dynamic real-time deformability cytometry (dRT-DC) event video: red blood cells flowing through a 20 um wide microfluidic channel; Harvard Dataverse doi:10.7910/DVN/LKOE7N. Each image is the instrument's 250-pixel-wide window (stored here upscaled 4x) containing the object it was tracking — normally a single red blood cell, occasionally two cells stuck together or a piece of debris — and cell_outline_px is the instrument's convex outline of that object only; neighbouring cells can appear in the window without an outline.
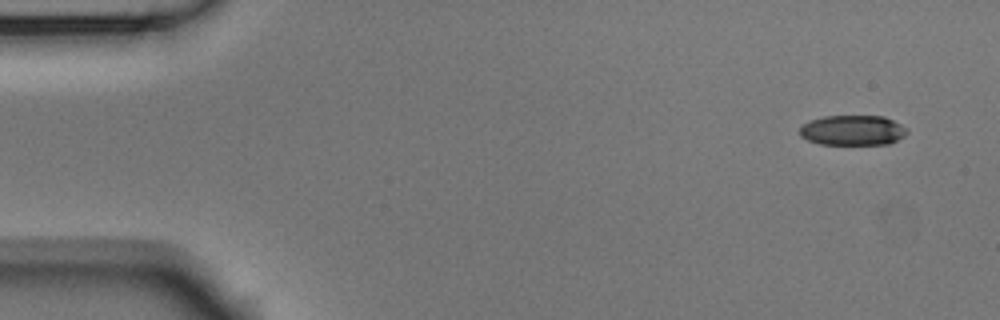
{"species": "Egyptian fruit bat (a non-hibernating species)", "species_latin": "Rousettus aegyptiacus", "temperature_condition": "room temperature", "stored_images_in_passage": 7, "camera_frame_rate_fps": 3000, "um_per_image_px": 0.085, "animal": {"sex": "male"}, "frame": {"image": 1, "passage_image": 1, "time_ms": 0.0, "image_size_px": [1000, 320], "cell_outline_px": [[908, 132], [904, 136], [888, 144], [820, 144], [808, 140], [800, 136], [800, 124], [808, 120], [824, 116], [884, 116], [908, 128]], "centroid_in_image_um": [72.45, 11.06], "position_along_channel_um": 12.6, "area_um2": 18.96}}
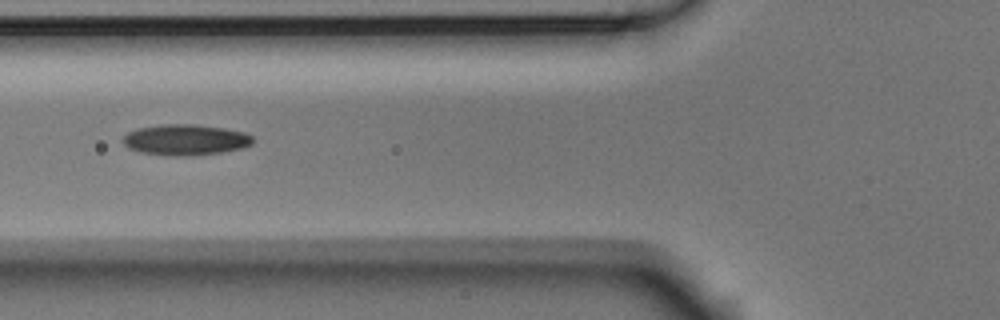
{"frame": {"image": 2, "passage_image": 6, "time_ms": 1.667, "image_size_px": [1000, 320], "cell_outline_px": [[252, 144], [244, 148], [220, 152], [176, 156], [144, 152], [128, 148], [124, 144], [124, 136], [128, 132], [136, 128], [160, 124], [196, 124], [224, 128], [244, 132], [252, 136]], "centroid_in_image_um": [15.77, 11.86], "position_along_channel_um": 110.0, "area_um2": 23.06}}
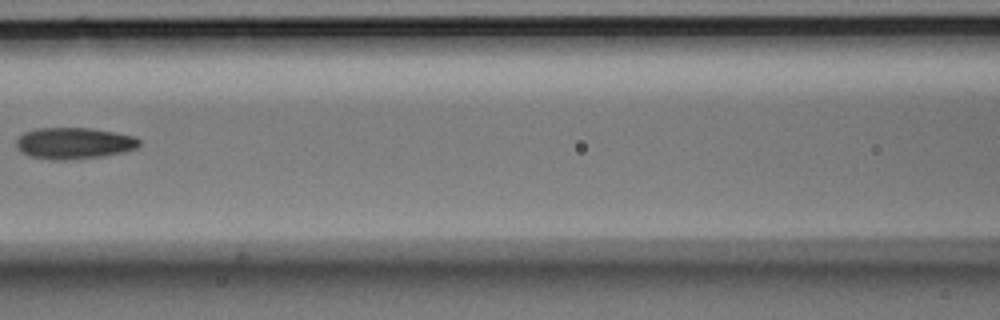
{"frame": {"image": 3, "passage_image": 7, "time_ms": 2.0, "image_size_px": [1000, 320], "cell_outline_px": [[140, 144], [136, 148], [124, 152], [100, 156], [64, 160], [52, 160], [28, 156], [20, 152], [16, 144], [16, 140], [24, 132], [36, 128], [92, 128], [136, 136], [140, 140]], "centroid_in_image_um": [6.28, 12.17], "position_along_channel_um": 160.3, "area_um2": 22.6}}